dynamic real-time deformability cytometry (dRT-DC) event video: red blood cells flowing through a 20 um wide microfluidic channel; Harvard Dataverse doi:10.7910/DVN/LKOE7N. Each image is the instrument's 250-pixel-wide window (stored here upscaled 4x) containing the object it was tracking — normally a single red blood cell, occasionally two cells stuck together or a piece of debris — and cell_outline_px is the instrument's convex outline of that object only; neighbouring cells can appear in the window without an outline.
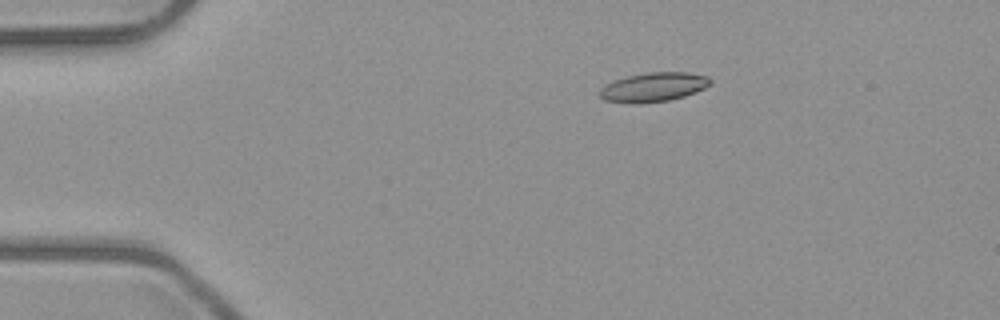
{"species": "common noctule bat (a hibernating species)", "species_latin": "Nyctalus noctula", "temperature_condition": "room temperature", "stored_images_in_passage": 4, "camera_frame_rate_fps": 3000, "um_per_image_px": 0.085, "animal": {"sex": "male", "body_mass_g": 23.1, "forearm_length_mm": 52.7}, "frame": {"image": 1, "passage_image": 2, "time_ms": 1.333, "image_size_px": [1000, 320], "cell_outline_px": [[712, 84], [696, 92], [684, 96], [668, 100], [604, 100], [600, 96], [600, 88], [612, 80], [628, 76], [648, 72], [688, 72], [708, 76], [712, 80]], "centroid_in_image_um": [55.64, 7.33], "position_along_channel_um": 29.4, "area_um2": 17.98}}